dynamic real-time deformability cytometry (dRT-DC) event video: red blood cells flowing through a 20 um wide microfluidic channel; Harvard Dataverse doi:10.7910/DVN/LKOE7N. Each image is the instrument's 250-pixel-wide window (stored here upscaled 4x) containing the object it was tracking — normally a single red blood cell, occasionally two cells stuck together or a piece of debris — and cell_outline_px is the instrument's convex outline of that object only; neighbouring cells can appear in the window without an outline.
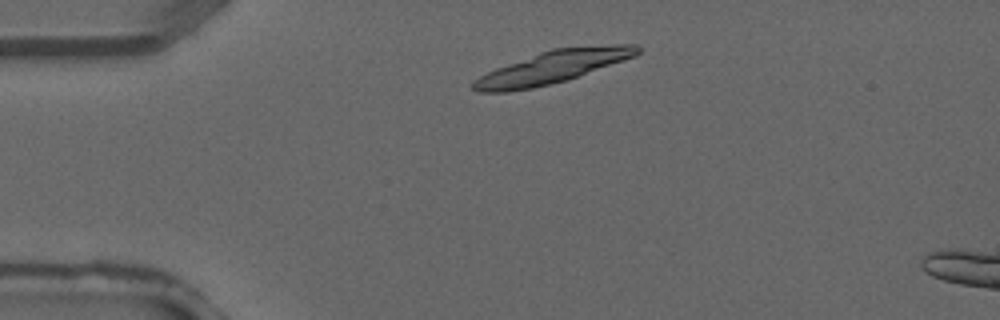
{"species": "common noctule bat (a hibernating species)", "species_latin": "Nyctalus noctula", "temperature_condition": "warm", "stored_images_in_passage": 2, "camera_frame_rate_fps": 3000, "um_per_image_px": 0.085, "animal": {"sex": "male", "forearm_length_mm": 52.5}, "frame": {"image": 1, "passage_image": 1, "time_ms": 0.0, "image_size_px": [1000, 320], "cell_outline_px": [[640, 52], [636, 56], [568, 80], [532, 88], [508, 92], [480, 92], [472, 88], [472, 80], [496, 68], [540, 52], [552, 48], [616, 44], [636, 44], [640, 48]], "centroid_in_image_um": [46.99, 5.7], "position_along_channel_um": 38.0, "area_um2": 31.04}}